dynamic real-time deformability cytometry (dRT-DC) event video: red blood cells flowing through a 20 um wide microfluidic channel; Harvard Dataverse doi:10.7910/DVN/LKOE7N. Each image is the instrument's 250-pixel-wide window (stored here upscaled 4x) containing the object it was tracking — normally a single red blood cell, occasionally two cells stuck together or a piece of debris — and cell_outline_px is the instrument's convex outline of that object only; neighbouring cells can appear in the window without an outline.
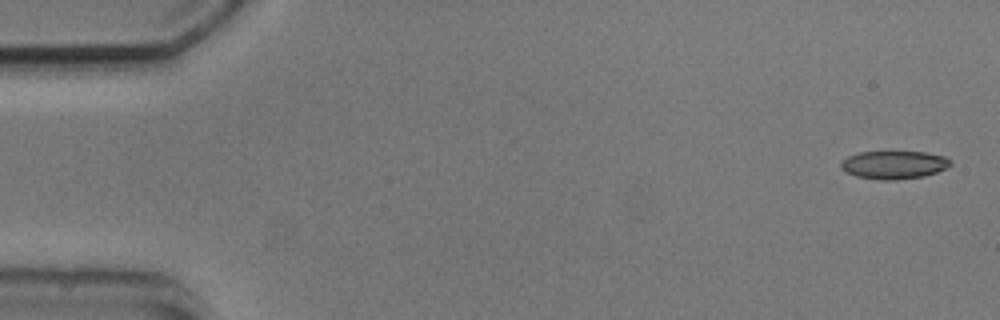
{"species": "common noctule bat (a hibernating species)", "species_latin": "Nyctalus noctula", "temperature_condition": "cold", "stored_images_in_passage": 4, "camera_frame_rate_fps": 3000, "um_per_image_px": 0.085, "animal": {"sex": "male", "body_mass_g": 20.5, "forearm_length_mm": 52.5}, "frame": {"image": 1, "passage_image": 1, "time_ms": 0.0, "image_size_px": [1000, 320], "cell_outline_px": [[952, 164], [948, 168], [924, 176], [896, 180], [880, 180], [856, 176], [844, 172], [840, 168], [840, 160], [848, 156], [860, 152], [924, 152], [944, 156], [952, 160]], "centroid_in_image_um": [75.97, 14.01], "position_along_channel_um": 9.0, "area_um2": 18.15}}
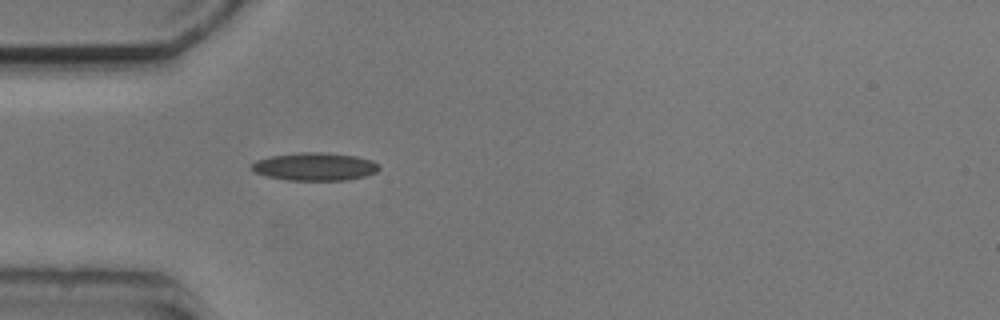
{"frame": {"image": 2, "passage_image": 4, "time_ms": 4.667, "image_size_px": [1000, 320], "cell_outline_px": [[380, 168], [376, 172], [364, 176], [344, 180], [288, 180], [264, 176], [248, 168], [256, 160], [272, 156], [300, 152], [324, 152], [356, 156], [372, 160], [380, 164]], "centroid_in_image_um": [26.75, 14.16], "position_along_channel_um": 58.2, "area_um2": 20.81}}